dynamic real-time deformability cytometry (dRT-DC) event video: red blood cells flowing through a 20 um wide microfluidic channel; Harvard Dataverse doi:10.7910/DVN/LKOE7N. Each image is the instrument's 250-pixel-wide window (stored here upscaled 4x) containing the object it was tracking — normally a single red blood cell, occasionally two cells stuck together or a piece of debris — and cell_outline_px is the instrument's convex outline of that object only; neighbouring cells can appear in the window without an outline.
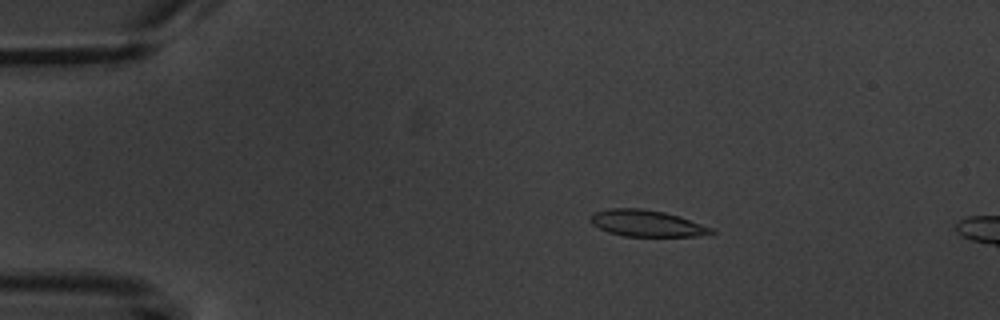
{"species": "common noctule bat (a hibernating species)", "species_latin": "Nyctalus noctula", "temperature_condition": "warm", "stored_images_in_passage": 5, "camera_frame_rate_fps": 3000, "um_per_image_px": 0.085, "animal": {"sex": "male", "body_mass_g": 20.1, "forearm_length_mm": 53.5}, "frame": {"image": 1, "passage_image": 3, "time_ms": 3.333, "image_size_px": [1000, 320], "cell_outline_px": [[716, 232], [696, 236], [624, 236], [608, 232], [592, 224], [588, 220], [588, 216], [596, 212], [608, 208], [640, 208], [664, 212], [712, 228]], "centroid_in_image_um": [54.88, 18.98], "position_along_channel_um": 30.1, "area_um2": 18.38}}